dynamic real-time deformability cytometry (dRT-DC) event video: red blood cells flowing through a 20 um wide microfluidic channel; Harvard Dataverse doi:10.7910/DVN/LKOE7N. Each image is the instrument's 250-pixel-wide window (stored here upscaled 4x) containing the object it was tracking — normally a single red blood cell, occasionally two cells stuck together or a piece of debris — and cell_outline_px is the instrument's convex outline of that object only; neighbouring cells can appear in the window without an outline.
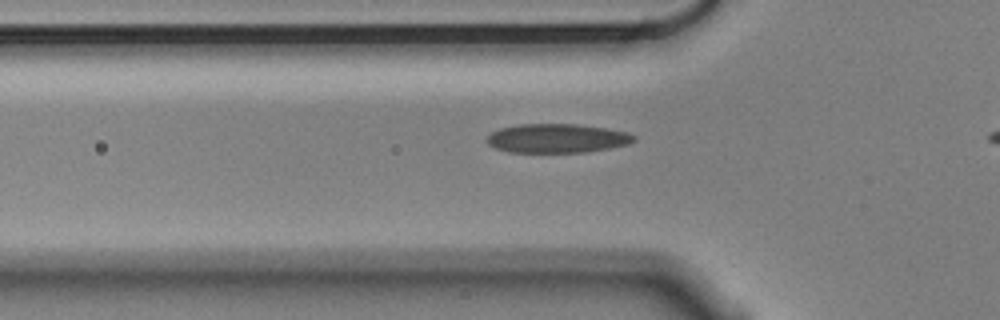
{"species": "Egyptian fruit bat (a non-hibernating species)", "species_latin": "Rousettus aegyptiacus", "temperature_condition": "cold", "stored_images_in_passage": 37, "camera_frame_rate_fps": 3000, "um_per_image_px": 0.085, "animal": {"sex": "male"}, "frame": {"image": 1, "passage_image": 9, "time_ms": 2.667, "image_size_px": [1000, 320], "cell_outline_px": [[636, 140], [628, 144], [608, 148], [584, 152], [508, 152], [496, 148], [488, 144], [488, 136], [492, 132], [500, 128], [520, 124], [576, 124], [604, 128], [628, 132], [636, 136]], "centroid_in_image_um": [47.36, 11.75], "position_along_channel_um": 78.4, "area_um2": 24.68}}
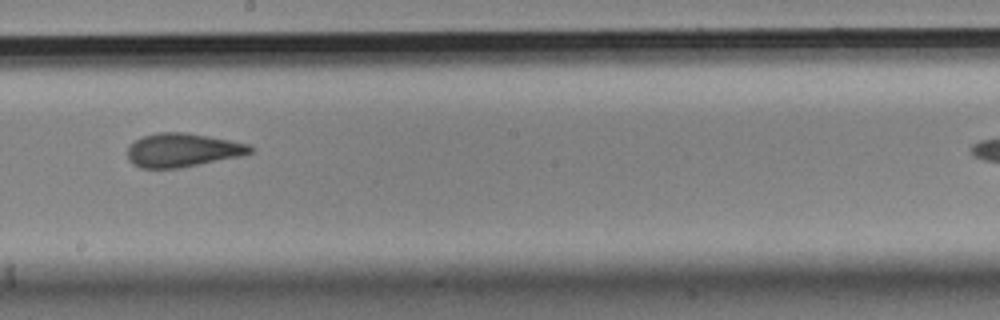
{"frame": {"image": 2, "passage_image": 22, "time_ms": 7.0, "image_size_px": [1000, 320], "cell_outline_px": [[252, 152], [240, 156], [180, 168], [140, 168], [132, 164], [128, 160], [128, 144], [144, 136], [156, 132], [184, 132], [208, 136], [248, 144], [252, 148]], "centroid_in_image_um": [15.46, 12.76], "position_along_channel_um": 232.7, "area_um2": 23.99}}
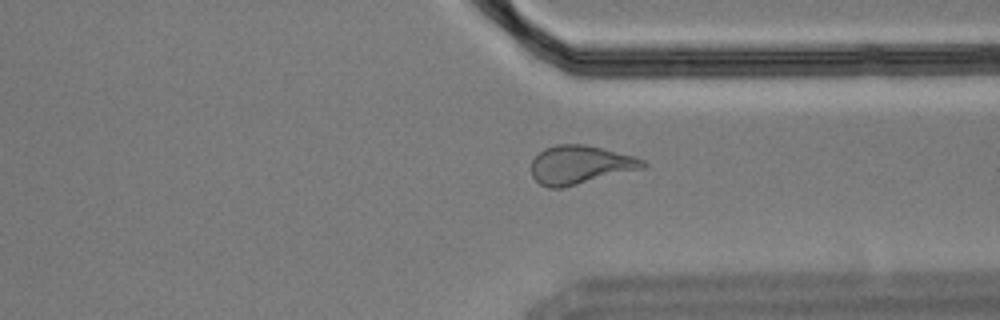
{"frame": {"image": 3, "passage_image": 33, "time_ms": 10.667, "image_size_px": [1000, 320], "cell_outline_px": [[648, 164], [644, 168], [564, 188], [548, 188], [540, 184], [532, 176], [532, 160], [544, 148], [556, 144], [588, 144], [636, 156], [644, 160]], "centroid_in_image_um": [49.34, 14.0], "position_along_channel_um": 362.1, "area_um2": 25.43}}